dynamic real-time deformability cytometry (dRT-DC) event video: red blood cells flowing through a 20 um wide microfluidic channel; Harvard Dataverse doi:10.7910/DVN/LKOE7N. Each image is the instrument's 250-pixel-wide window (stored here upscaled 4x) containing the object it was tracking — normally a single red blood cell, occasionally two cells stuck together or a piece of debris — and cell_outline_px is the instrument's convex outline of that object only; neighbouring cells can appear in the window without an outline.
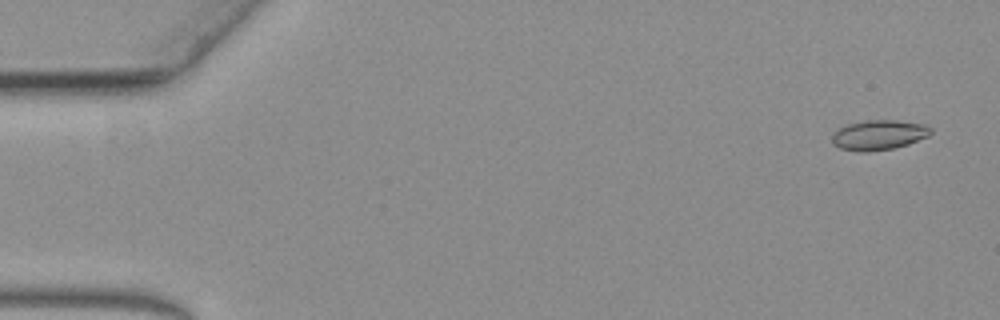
{"species": "common noctule bat (a hibernating species)", "species_latin": "Nyctalus noctula", "temperature_condition": "warm", "stored_images_in_passage": 41, "camera_frame_rate_fps": 3000, "um_per_image_px": 0.085, "animal": {"sex": "female", "body_mass_g": 19.3, "forearm_length_mm": 54.1}, "frame": {"image": 1, "passage_image": 2, "time_ms": 0.333, "image_size_px": [1000, 320], "cell_outline_px": [[932, 132], [928, 136], [908, 144], [892, 148], [868, 152], [860, 152], [840, 148], [832, 144], [832, 136], [840, 128], [848, 124], [864, 120], [896, 120], [924, 124], [932, 128]], "centroid_in_image_um": [74.7, 11.47], "position_along_channel_um": 10.3, "area_um2": 17.17}}
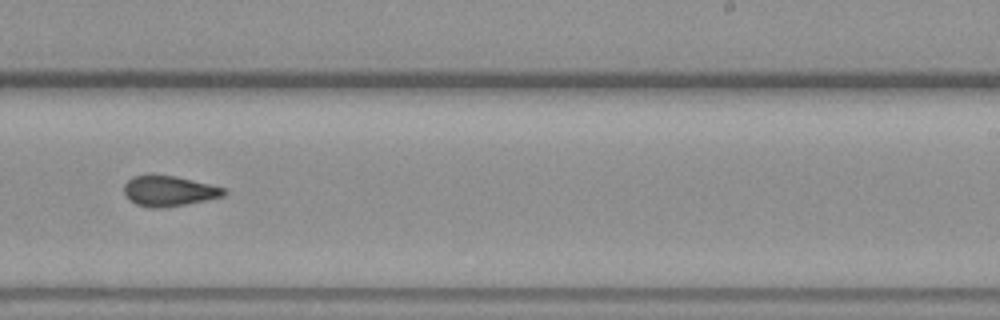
{"frame": {"image": 2, "passage_image": 18, "time_ms": 5.667, "image_size_px": [1000, 320], "cell_outline_px": [[228, 192], [224, 196], [164, 208], [148, 208], [136, 204], [124, 192], [124, 184], [132, 176], [176, 176], [228, 188]], "centroid_in_image_um": [14.41, 16.24], "position_along_channel_um": 274.6, "area_um2": 17.51}}
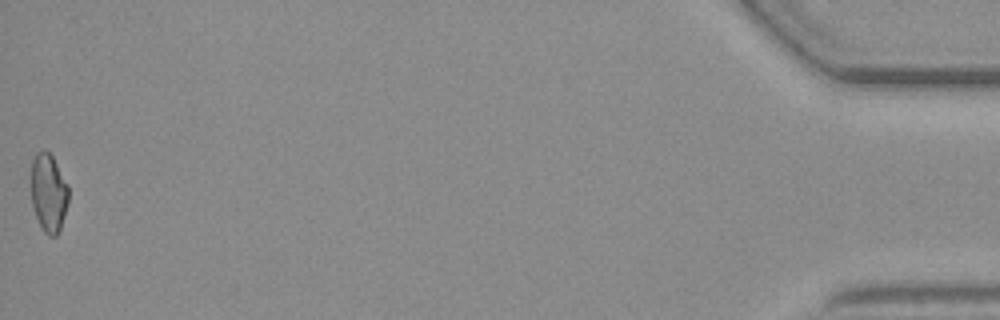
{"frame": {"image": 3, "passage_image": 41, "time_ms": 13.333, "image_size_px": [1000, 320], "cell_outline_px": [[68, 204], [60, 232], [56, 236], [48, 236], [44, 232], [36, 216], [32, 204], [32, 160], [36, 152], [44, 148], [52, 156], [68, 184]], "centroid_in_image_um": [4.15, 16.4], "position_along_channel_um": 431.1, "area_um2": 17.17}}